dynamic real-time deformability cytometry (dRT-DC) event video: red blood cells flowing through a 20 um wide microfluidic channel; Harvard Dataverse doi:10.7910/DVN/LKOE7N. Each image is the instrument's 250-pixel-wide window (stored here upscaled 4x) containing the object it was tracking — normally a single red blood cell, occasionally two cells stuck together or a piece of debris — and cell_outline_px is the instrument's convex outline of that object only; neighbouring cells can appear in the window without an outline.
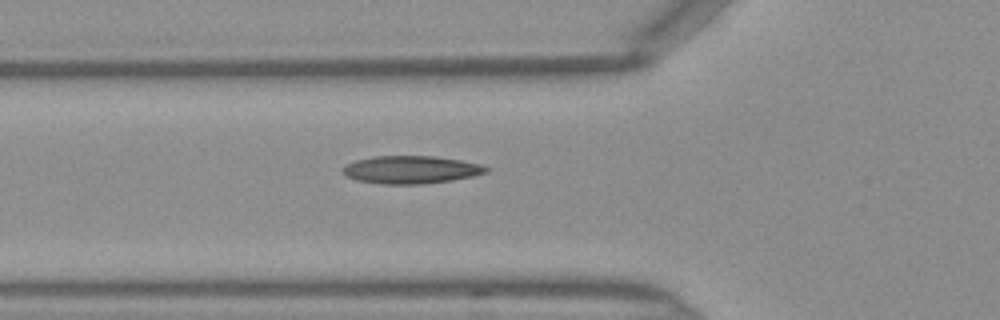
{"species": "Egyptian fruit bat (a non-hibernating species)", "species_latin": "Rousettus aegyptiacus", "temperature_condition": "warm", "stored_images_in_passage": 32, "camera_frame_rate_fps": 3000, "um_per_image_px": 0.085, "frame": {"image": 1, "passage_image": 2, "time_ms": 0.333, "image_size_px": [1000, 320], "cell_outline_px": [[492, 168], [488, 172], [472, 176], [452, 180], [424, 184], [380, 184], [356, 180], [348, 176], [340, 168], [356, 160], [372, 156], [432, 156], [460, 160], [480, 164]], "centroid_in_image_um": [34.95, 14.42], "position_along_channel_um": 90.8, "area_um2": 23.24}}
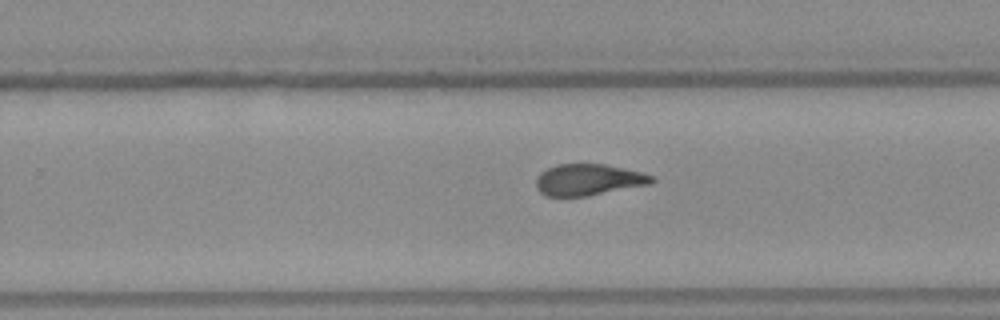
{"frame": {"image": 2, "passage_image": 15, "time_ms": 4.667, "image_size_px": [1000, 320], "cell_outline_px": [[656, 180], [652, 184], [588, 196], [548, 196], [540, 192], [536, 188], [536, 176], [540, 172], [556, 164], [604, 164], [640, 172], [652, 176]], "centroid_in_image_um": [50.0, 15.28], "position_along_channel_um": 279.8, "area_um2": 21.21}}
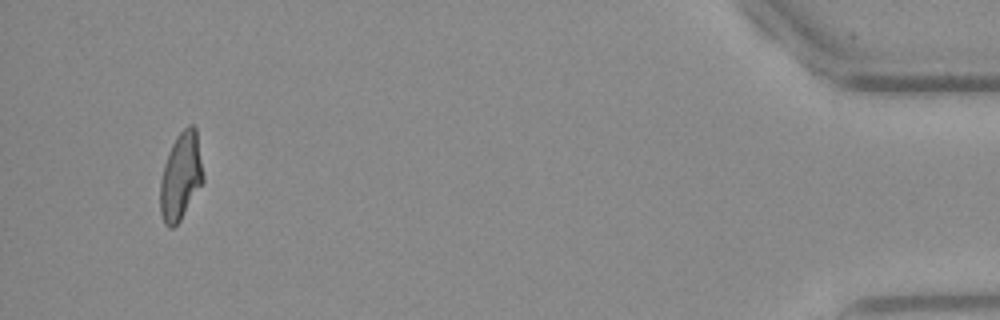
{"frame": {"image": 3, "passage_image": 30, "time_ms": 9.667, "image_size_px": [1000, 320], "cell_outline_px": [[204, 180], [180, 220], [172, 228], [168, 228], [164, 224], [160, 212], [160, 180], [164, 164], [168, 152], [176, 136], [188, 124], [192, 124], [196, 128], [204, 176]], "centroid_in_image_um": [15.36, 14.97], "position_along_channel_um": 419.8, "area_um2": 21.91}}